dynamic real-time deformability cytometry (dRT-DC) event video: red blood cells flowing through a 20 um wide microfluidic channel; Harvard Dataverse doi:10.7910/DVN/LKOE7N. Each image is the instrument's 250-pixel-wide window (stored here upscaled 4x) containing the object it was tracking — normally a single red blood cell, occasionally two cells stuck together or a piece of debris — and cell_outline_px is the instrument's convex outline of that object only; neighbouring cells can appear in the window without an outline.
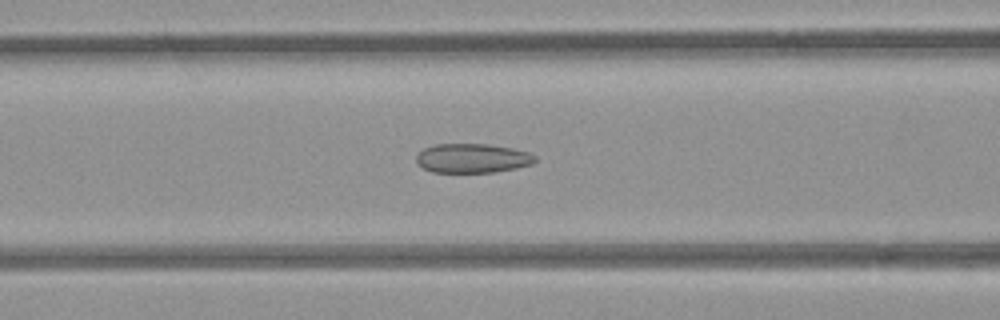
{"species": "common noctule bat (a hibernating species)", "species_latin": "Nyctalus noctula", "temperature_condition": "room temperature", "stored_images_in_passage": 54, "camera_frame_rate_fps": 3000, "um_per_image_px": 0.085, "animal": {"sex": "female", "body_mass_g": 21.9}, "frame": {"image": 1, "passage_image": 21, "time_ms": 6.667, "image_size_px": [1000, 320], "cell_outline_px": [[536, 160], [532, 164], [516, 168], [492, 172], [432, 172], [424, 168], [416, 160], [416, 156], [424, 148], [436, 144], [488, 144], [512, 148], [528, 152], [536, 156]], "centroid_in_image_um": [40.17, 13.44], "position_along_channel_um": 126.4, "area_um2": 20.11}}
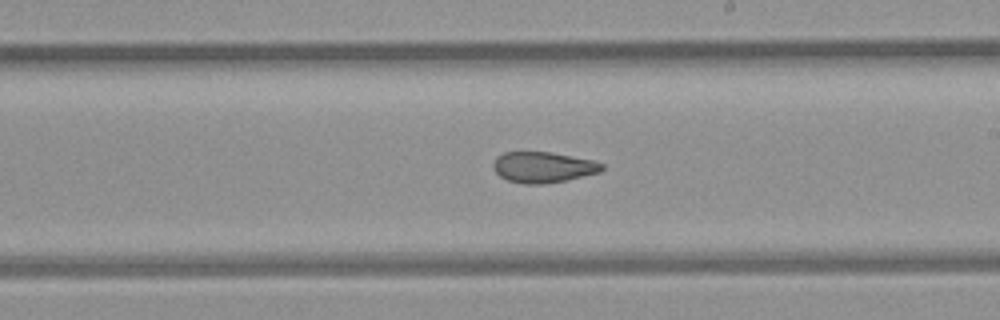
{"frame": {"image": 2, "passage_image": 30, "time_ms": 9.667, "image_size_px": [1000, 320], "cell_outline_px": [[604, 168], [600, 172], [568, 180], [544, 184], [524, 184], [508, 180], [500, 176], [492, 168], [492, 164], [496, 156], [504, 152], [548, 152], [592, 160], [604, 164]], "centroid_in_image_um": [46.14, 14.22], "position_along_channel_um": 242.9, "area_um2": 19.54}}
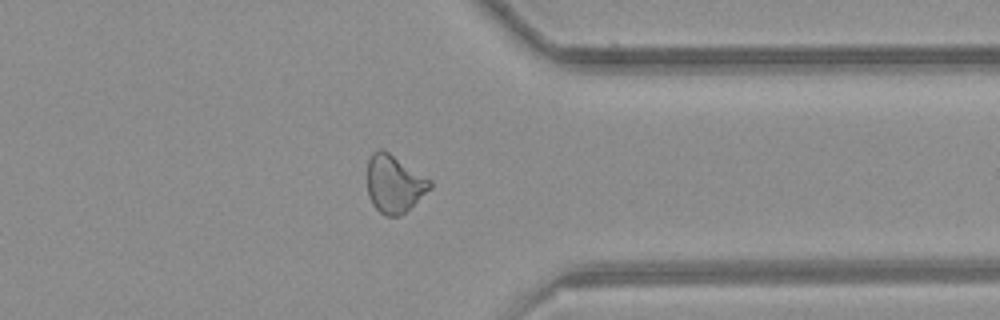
{"frame": {"image": 3, "passage_image": 41, "time_ms": 13.333, "image_size_px": [1000, 320], "cell_outline_px": [[432, 188], [400, 216], [384, 216], [372, 204], [368, 196], [368, 160], [372, 152], [380, 148], [388, 152], [432, 180]], "centroid_in_image_um": [33.51, 15.63], "position_along_channel_um": 377.9, "area_um2": 21.04}, "authors_computed_cell_mechanics": {"area_um2": 22.3108, "velocity_mm_per_s": 3.8798, "shape_relaxation_time_tau1_ms": null, "shape_relaxation_time_tau2_ms": 2.0187, "deformation_change_tau1": null, "deformation_change_tau2": 0.08}}